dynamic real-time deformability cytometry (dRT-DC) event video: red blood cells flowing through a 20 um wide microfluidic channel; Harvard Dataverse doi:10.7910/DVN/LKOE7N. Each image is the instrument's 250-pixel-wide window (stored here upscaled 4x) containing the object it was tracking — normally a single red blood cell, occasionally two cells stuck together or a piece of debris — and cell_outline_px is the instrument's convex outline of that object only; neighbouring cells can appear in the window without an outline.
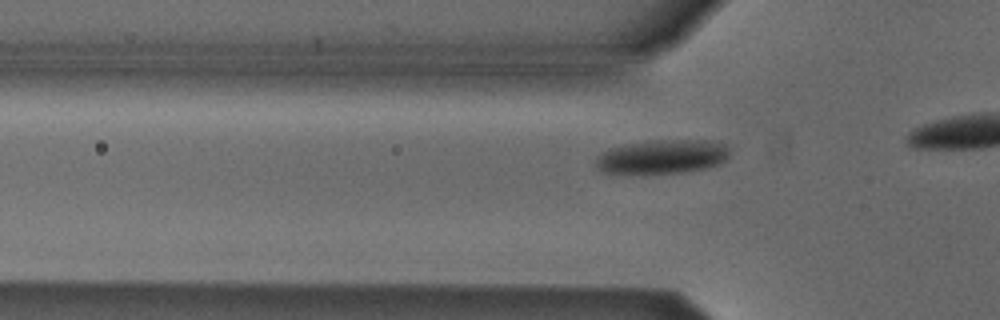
{"species": "Egyptian fruit bat (a non-hibernating species)", "species_latin": "Rousettus aegyptiacus", "temperature_condition": "cold", "stored_images_in_passage": 19, "camera_frame_rate_fps": 3000, "um_per_image_px": 0.085, "animal": {"sex": "male"}, "frame": {"image": 1, "passage_image": 13, "time_ms": 4.0, "image_size_px": [1000, 320], "cell_outline_px": [[728, 156], [720, 164], [704, 168], [680, 172], [644, 176], [640, 176], [604, 172], [596, 168], [596, 156], [608, 148], [656, 140], [708, 140], [724, 144], [728, 148]], "centroid_in_image_um": [56.22, 13.36], "position_along_channel_um": 69.6, "area_um2": 26.99}}
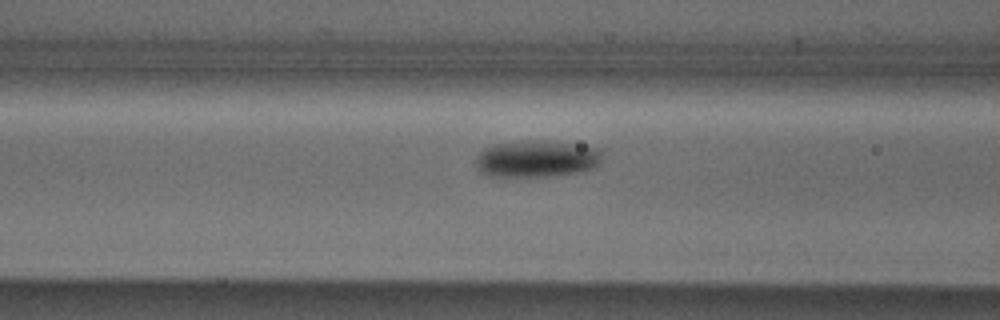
{"frame": {"image": 2, "passage_image": 17, "time_ms": 5.333, "image_size_px": [1000, 320], "cell_outline_px": [[600, 164], [596, 168], [580, 172], [552, 176], [488, 176], [480, 172], [476, 168], [476, 156], [484, 148], [496, 144], [528, 140], [540, 140], [572, 144], [600, 148]], "centroid_in_image_um": [45.61, 13.51], "position_along_channel_um": 121.0, "area_um2": 27.22}}